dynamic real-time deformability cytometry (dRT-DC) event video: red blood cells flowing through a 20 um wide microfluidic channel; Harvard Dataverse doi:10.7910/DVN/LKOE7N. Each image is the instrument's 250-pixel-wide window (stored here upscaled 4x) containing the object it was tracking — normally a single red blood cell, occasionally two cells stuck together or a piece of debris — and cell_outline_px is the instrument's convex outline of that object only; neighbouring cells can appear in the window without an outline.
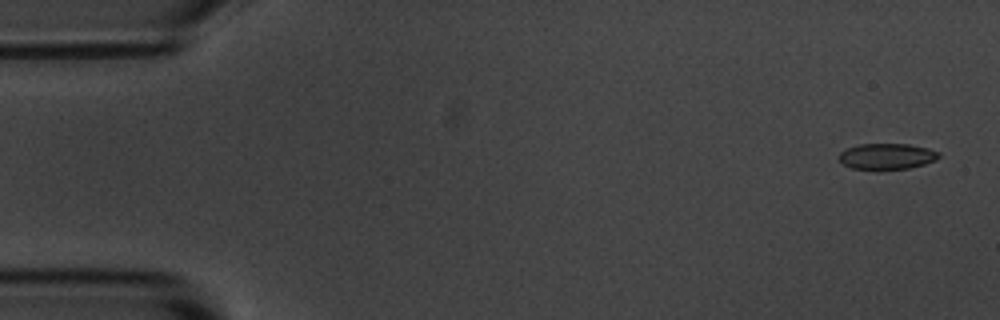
{"species": "common noctule bat (a hibernating species)", "species_latin": "Nyctalus noctula", "temperature_condition": "room temperature", "stored_images_in_passage": 6, "camera_frame_rate_fps": 3000, "um_per_image_px": 0.085, "animal": {"sex": "male", "body_mass_g": 20.1, "forearm_length_mm": 53.5}, "frame": {"image": 1, "passage_image": 1, "time_ms": 0.0, "image_size_px": [1000, 320], "cell_outline_px": [[940, 156], [936, 160], [924, 164], [908, 168], [852, 168], [844, 164], [840, 160], [840, 152], [848, 148], [860, 144], [908, 144], [928, 148], [940, 152]], "centroid_in_image_um": [75.43, 13.26], "position_along_channel_um": 9.6, "area_um2": 14.68}}
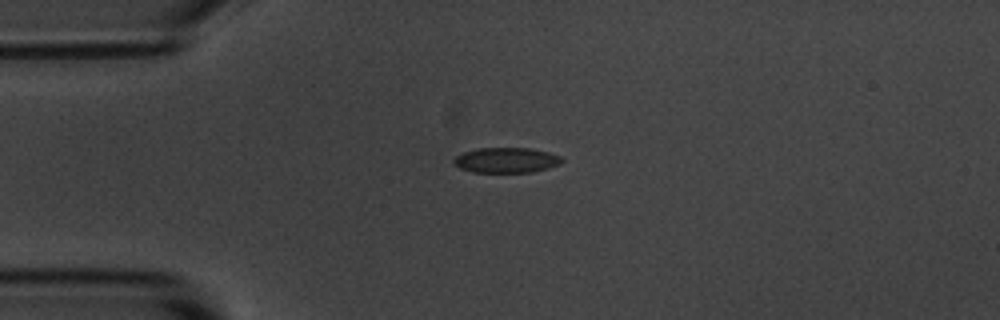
{"frame": {"image": 2, "passage_image": 4, "time_ms": 3.667, "image_size_px": [1000, 320], "cell_outline_px": [[564, 160], [560, 164], [548, 168], [532, 172], [472, 172], [460, 168], [452, 164], [452, 160], [456, 156], [464, 152], [476, 148], [528, 148], [548, 152], [560, 156]], "centroid_in_image_um": [43.01, 13.61], "position_along_channel_um": 42.0, "area_um2": 15.95}}